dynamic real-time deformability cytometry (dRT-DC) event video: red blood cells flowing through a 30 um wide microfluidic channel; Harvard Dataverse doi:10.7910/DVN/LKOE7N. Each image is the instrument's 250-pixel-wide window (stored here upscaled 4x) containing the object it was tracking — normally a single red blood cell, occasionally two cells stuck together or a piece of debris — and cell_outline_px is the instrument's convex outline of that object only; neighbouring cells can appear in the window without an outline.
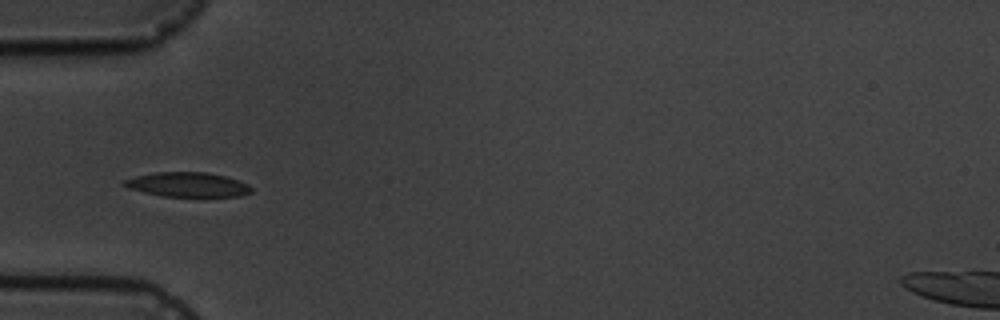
{"species": "common noctule bat (a hibernating species)", "species_latin": "Nyctalus noctula", "temperature_condition": "cold", "stored_images_in_passage": 9, "camera_frame_rate_fps": 3000, "um_per_image_px": 0.085, "animal": {"sex": "male", "body_mass_g": 19.5, "forearm_length_mm": 54.6}, "frame": {"image": 1, "passage_image": 4, "time_ms": 3.333, "image_size_px": [1000, 320], "cell_outline_px": [[252, 192], [240, 196], [160, 196], [128, 188], [120, 184], [124, 180], [136, 176], [156, 172], [204, 172], [224, 176], [248, 184], [252, 188]], "centroid_in_image_um": [15.92, 15.69], "position_along_channel_um": 69.1, "area_um2": 18.03}}
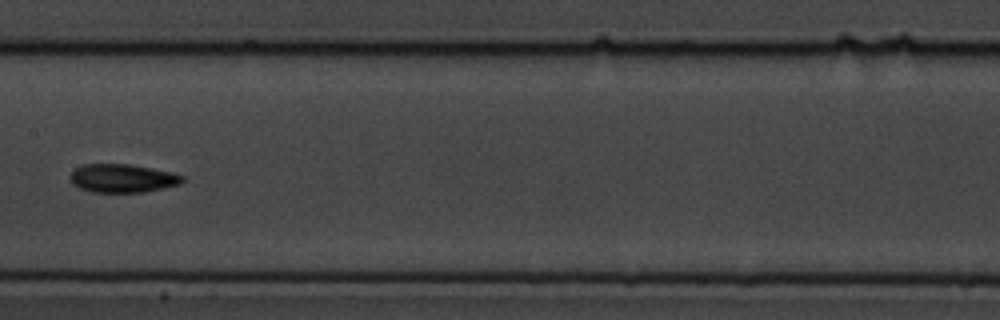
{"frame": {"image": 2, "passage_image": 7, "time_ms": 7.0, "image_size_px": [1000, 320], "cell_outline_px": [[184, 180], [180, 184], [164, 188], [144, 192], [92, 192], [80, 188], [72, 184], [68, 176], [80, 164], [132, 164], [152, 168], [184, 176]], "centroid_in_image_um": [10.37, 15.15], "position_along_channel_um": 197.0, "area_um2": 18.67}}
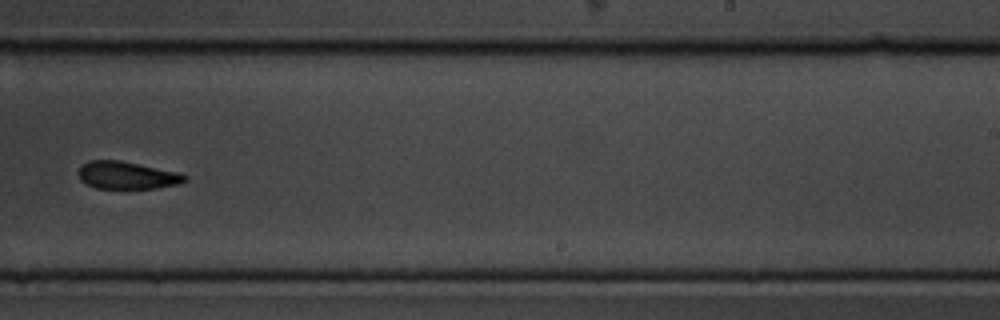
{"frame": {"image": 3, "passage_image": 9, "time_ms": 9.333, "image_size_px": [1000, 320], "cell_outline_px": [[188, 180], [180, 184], [156, 188], [128, 192], [124, 192], [96, 188], [80, 180], [80, 164], [88, 160], [120, 160], [180, 172], [188, 176]], "centroid_in_image_um": [10.84, 14.95], "position_along_channel_um": 278.2, "area_um2": 18.09}}